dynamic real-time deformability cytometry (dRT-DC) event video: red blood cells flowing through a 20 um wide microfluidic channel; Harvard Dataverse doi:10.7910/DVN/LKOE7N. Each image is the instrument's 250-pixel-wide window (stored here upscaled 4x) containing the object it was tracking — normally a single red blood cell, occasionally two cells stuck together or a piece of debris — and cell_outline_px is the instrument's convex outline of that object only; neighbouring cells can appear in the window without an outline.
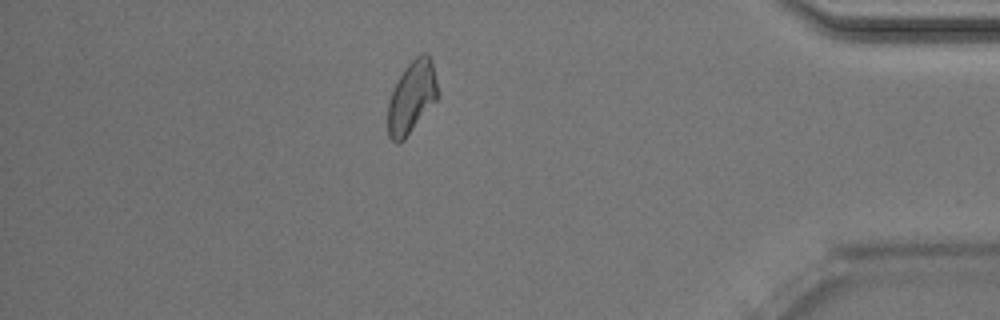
{"species": "Egyptian fruit bat (a non-hibernating species)", "species_latin": "Rousettus aegyptiacus", "temperature_condition": "room temperature", "stored_images_in_passage": 37, "camera_frame_rate_fps": 3000, "um_per_image_px": 0.085, "animal": {"sex": "male"}, "frame": {"image": 1, "passage_image": 32, "time_ms": 10.333, "image_size_px": [1000, 320], "cell_outline_px": [[440, 96], [404, 140], [400, 144], [396, 144], [388, 136], [388, 100], [404, 68], [420, 52], [428, 52], [432, 60], [440, 92]], "centroid_in_image_um": [35.03, 8.24], "position_along_channel_um": 400.2, "area_um2": 21.39}}